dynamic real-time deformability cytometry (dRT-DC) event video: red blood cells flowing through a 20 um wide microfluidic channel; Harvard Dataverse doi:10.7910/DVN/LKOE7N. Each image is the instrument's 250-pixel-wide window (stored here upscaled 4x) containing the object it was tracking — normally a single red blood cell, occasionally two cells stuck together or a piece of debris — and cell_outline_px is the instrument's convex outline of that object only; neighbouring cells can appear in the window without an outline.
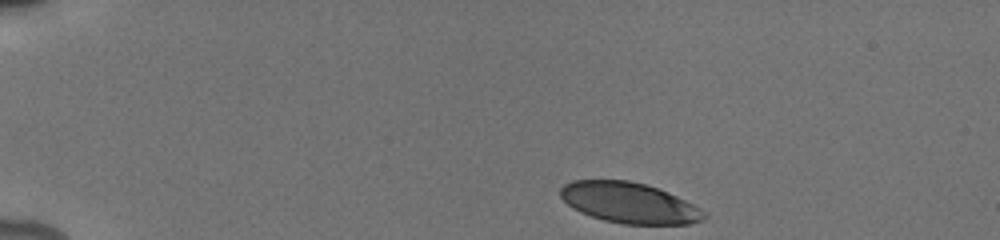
{"species": "human", "species_latin": "Homo sapiens", "temperature_condition": "cold", "stored_images_in_passage": 28, "camera_frame_rate_fps": 3000, "um_per_image_px": 0.085, "donor": {"sex": "male"}, "frame": {"image": 1, "passage_image": 1, "time_ms": 0.0, "image_size_px": [1000, 240], "cell_outline_px": [[708, 216], [704, 220], [688, 224], [624, 224], [604, 220], [580, 212], [572, 208], [560, 196], [560, 188], [564, 184], [572, 180], [628, 180], [644, 184], [668, 192], [700, 208]], "centroid_in_image_um": [53.47, 17.24], "position_along_channel_um": 31.5, "area_um2": 33.87}}
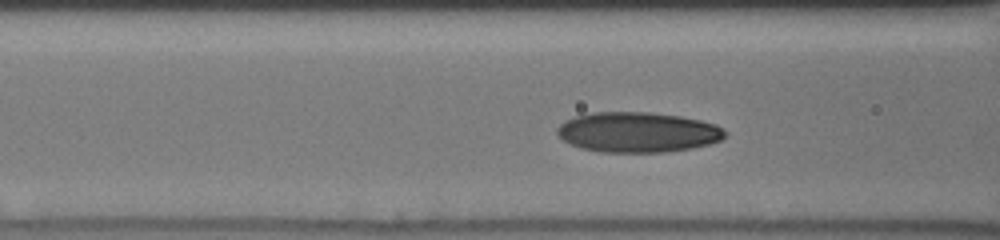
{"frame": {"image": 2, "passage_image": 11, "time_ms": 4.333, "image_size_px": [1000, 240], "cell_outline_px": [[728, 132], [720, 140], [708, 144], [692, 148], [664, 152], [600, 152], [580, 148], [564, 140], [556, 132], [556, 128], [564, 120], [576, 116], [592, 112], [648, 112], [680, 116], [700, 120], [716, 124], [724, 128]], "centroid_in_image_um": [54.21, 11.23], "position_along_channel_um": 112.4, "area_um2": 39.42}}
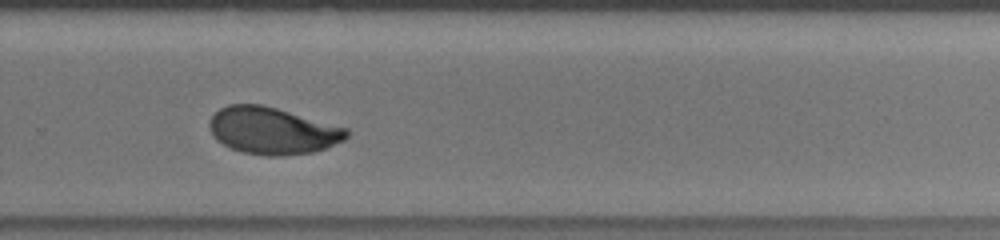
{"frame": {"image": 3, "passage_image": 27, "time_ms": 9.333, "image_size_px": [1000, 240], "cell_outline_px": [[348, 136], [344, 140], [324, 148], [312, 152], [284, 156], [268, 156], [240, 152], [216, 140], [208, 124], [208, 120], [220, 108], [228, 104], [260, 104], [276, 108], [348, 128]], "centroid_in_image_um": [23.14, 11.11], "position_along_channel_um": 306.7, "area_um2": 37.4}}